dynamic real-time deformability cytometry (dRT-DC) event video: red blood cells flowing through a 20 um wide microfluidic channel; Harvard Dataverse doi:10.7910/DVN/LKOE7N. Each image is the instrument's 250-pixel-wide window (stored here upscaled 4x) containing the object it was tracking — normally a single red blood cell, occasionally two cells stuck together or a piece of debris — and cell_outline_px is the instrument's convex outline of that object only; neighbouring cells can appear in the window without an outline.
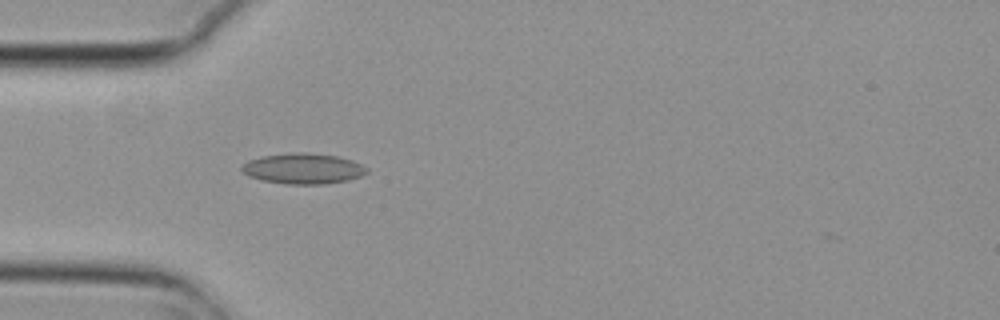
{"species": "common noctule bat (a hibernating species)", "species_latin": "Nyctalus noctula", "temperature_condition": "cold", "stored_images_in_passage": 4, "camera_frame_rate_fps": 3000, "um_per_image_px": 0.085, "animal": {"sex": "female", "body_mass_g": 29.2, "forearm_length_mm": 56.3}, "frame": {"image": 1, "passage_image": 4, "time_ms": 1.0, "image_size_px": [1000, 320], "cell_outline_px": [[368, 172], [360, 176], [348, 180], [320, 184], [288, 184], [264, 180], [248, 176], [240, 168], [248, 160], [264, 156], [296, 152], [304, 152], [336, 156], [352, 160], [368, 168]], "centroid_in_image_um": [25.78, 14.33], "position_along_channel_um": 59.2, "area_um2": 21.96}}